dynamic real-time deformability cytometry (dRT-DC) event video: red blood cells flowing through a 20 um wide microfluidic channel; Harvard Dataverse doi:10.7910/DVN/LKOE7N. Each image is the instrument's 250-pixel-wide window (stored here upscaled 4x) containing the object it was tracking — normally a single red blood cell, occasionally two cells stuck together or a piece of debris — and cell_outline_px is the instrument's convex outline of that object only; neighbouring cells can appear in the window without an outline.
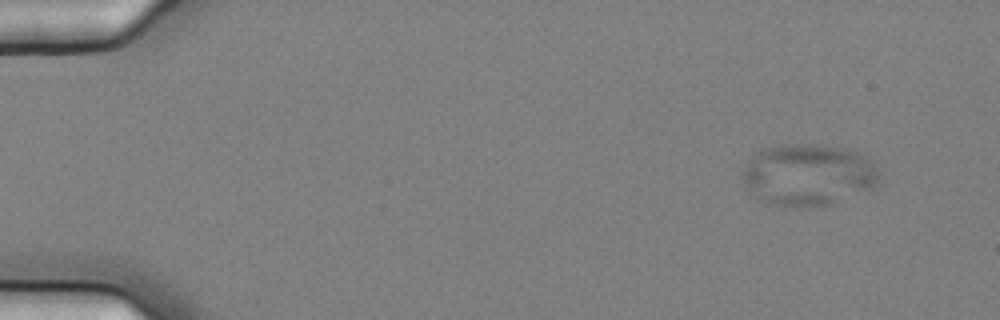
{"species": "common noctule bat (a hibernating species)", "species_latin": "Nyctalus noctula", "temperature_condition": "cold", "stored_images_in_passage": 5, "camera_frame_rate_fps": 3000, "um_per_image_px": 0.085, "animal": {"sex": "female", "body_mass_g": 25.1}, "frame": {"image": 1, "passage_image": 2, "time_ms": 0.333, "image_size_px": [1000, 320], "cell_outline_px": [[880, 180], [872, 188], [832, 204], [792, 208], [768, 204], [756, 196], [748, 188], [740, 176], [740, 172], [748, 160], [756, 152], [764, 148], [784, 144], [812, 144], [840, 148], [860, 152], [872, 160], [880, 172]], "centroid_in_image_um": [68.69, 14.86], "position_along_channel_um": 16.3, "area_um2": 49.65}}